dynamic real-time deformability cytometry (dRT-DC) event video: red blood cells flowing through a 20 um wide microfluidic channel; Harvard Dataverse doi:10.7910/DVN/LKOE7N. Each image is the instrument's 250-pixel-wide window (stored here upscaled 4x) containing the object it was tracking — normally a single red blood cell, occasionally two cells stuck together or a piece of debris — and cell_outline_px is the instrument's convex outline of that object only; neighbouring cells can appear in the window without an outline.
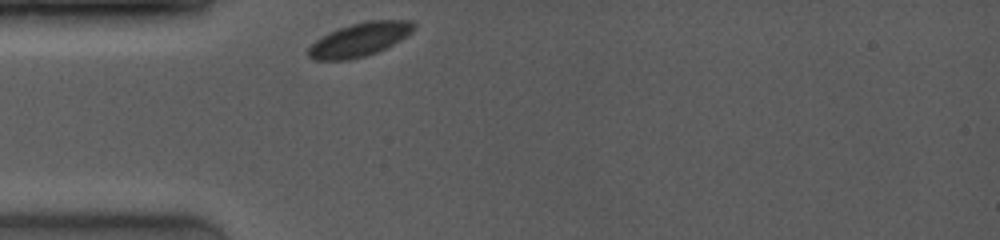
{"species": "common noctule bat (a hibernating species)", "species_latin": "Nyctalus noctula", "temperature_condition": "room temperature", "stored_images_in_passage": 4, "camera_frame_rate_fps": 4000, "um_per_image_px": 0.085, "animal": {"sex": "female", "body_mass_g": 19.0, "forearm_length_mm": 53.3}, "frame": {"image": 1, "passage_image": 1, "time_ms": 0.0, "image_size_px": [1000, 240], "cell_outline_px": [[416, 28], [412, 32], [400, 40], [376, 52], [364, 56], [348, 60], [312, 60], [308, 56], [308, 48], [316, 40], [340, 28], [352, 24], [368, 20], [412, 20], [416, 24]], "centroid_in_image_um": [30.59, 3.36], "position_along_channel_um": 54.4, "area_um2": 20.4}}